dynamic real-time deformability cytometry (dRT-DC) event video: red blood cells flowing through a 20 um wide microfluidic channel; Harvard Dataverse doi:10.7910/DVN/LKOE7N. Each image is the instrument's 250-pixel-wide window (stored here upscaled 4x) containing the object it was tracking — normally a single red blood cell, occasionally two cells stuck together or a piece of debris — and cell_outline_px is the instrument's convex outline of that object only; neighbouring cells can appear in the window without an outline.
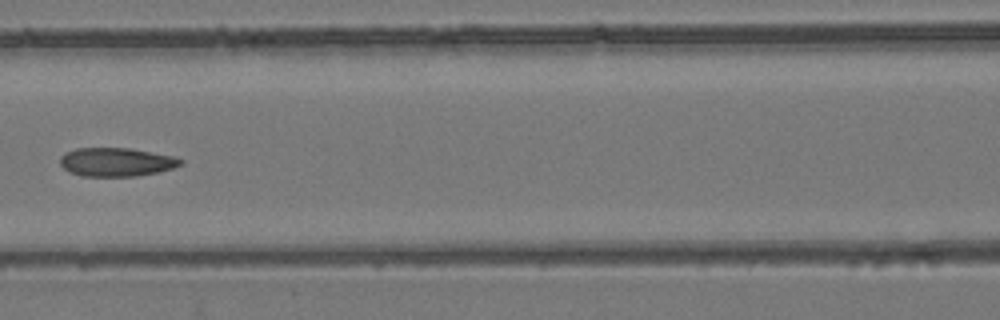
{"species": "common noctule bat (a hibernating species)", "species_latin": "Nyctalus noctula", "temperature_condition": "room temperature", "stored_images_in_passage": 8, "camera_frame_rate_fps": 3000, "um_per_image_px": 0.085, "animal": {"sex": "female", "body_mass_g": 24.6, "forearm_length_mm": 56.2}, "frame": {"image": 1, "passage_image": 8, "time_ms": 2.333, "image_size_px": [1000, 320], "cell_outline_px": [[184, 164], [160, 172], [136, 176], [80, 176], [68, 172], [60, 164], [60, 156], [64, 152], [76, 148], [128, 148], [172, 156], [184, 160]], "centroid_in_image_um": [9.86, 13.78], "position_along_channel_um": 156.7, "area_um2": 20.23}}